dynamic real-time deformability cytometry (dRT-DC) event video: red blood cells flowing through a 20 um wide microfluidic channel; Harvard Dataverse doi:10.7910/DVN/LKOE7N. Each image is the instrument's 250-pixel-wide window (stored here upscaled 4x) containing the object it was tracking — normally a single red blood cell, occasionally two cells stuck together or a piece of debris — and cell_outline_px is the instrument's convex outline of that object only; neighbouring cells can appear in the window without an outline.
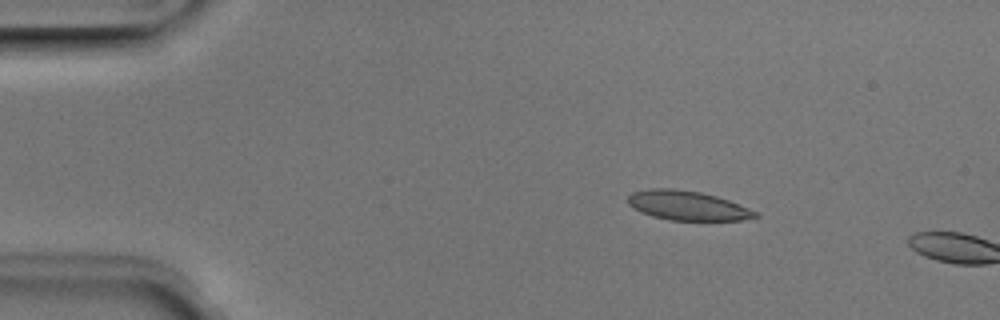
{"species": "Egyptian fruit bat (a non-hibernating species)", "species_latin": "Rousettus aegyptiacus", "temperature_condition": "room temperature", "stored_images_in_passage": 3, "camera_frame_rate_fps": 3000, "um_per_image_px": 0.085, "animal": {"sex": "male"}, "frame": {"image": 1, "passage_image": 2, "time_ms": 0.333, "image_size_px": [1000, 320], "cell_outline_px": [[760, 216], [740, 220], [668, 220], [652, 216], [640, 212], [628, 204], [628, 196], [632, 192], [648, 188], [672, 188], [700, 192], [716, 196], [728, 200], [760, 212]], "centroid_in_image_um": [58.43, 17.47], "position_along_channel_um": 26.6, "area_um2": 21.91}}